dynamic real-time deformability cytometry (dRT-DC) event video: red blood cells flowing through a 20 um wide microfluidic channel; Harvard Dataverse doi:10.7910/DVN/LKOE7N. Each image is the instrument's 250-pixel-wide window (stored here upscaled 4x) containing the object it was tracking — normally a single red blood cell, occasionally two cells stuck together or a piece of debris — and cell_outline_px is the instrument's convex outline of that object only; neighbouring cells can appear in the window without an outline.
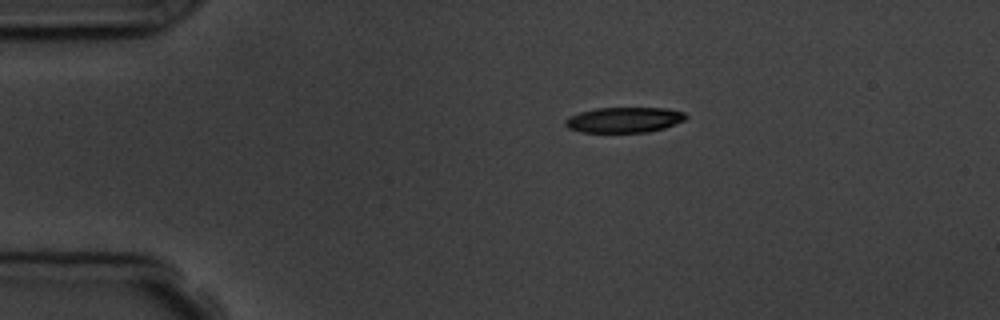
{"species": "common noctule bat (a hibernating species)", "species_latin": "Nyctalus noctula", "temperature_condition": "room temperature", "stored_images_in_passage": 3, "camera_frame_rate_fps": 3000, "um_per_image_px": 0.085, "animal": {"sex": "male", "body_mass_g": 19.5, "forearm_length_mm": 54.6}, "frame": {"image": 1, "passage_image": 1, "time_ms": 0.0, "image_size_px": [1000, 320], "cell_outline_px": [[688, 116], [684, 120], [664, 128], [648, 132], [580, 132], [568, 128], [564, 124], [564, 120], [568, 116], [580, 112], [596, 108], [664, 108], [684, 112]], "centroid_in_image_um": [53.02, 10.19], "position_along_channel_um": 32.0, "area_um2": 17.86}}
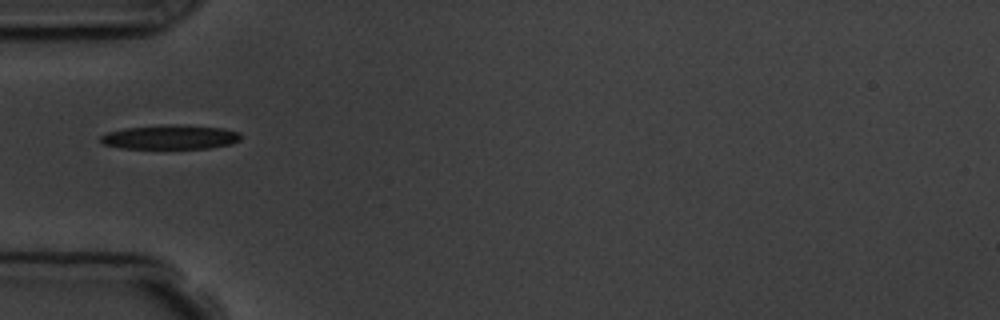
{"frame": {"image": 2, "passage_image": 3, "time_ms": 2.333, "image_size_px": [1000, 320], "cell_outline_px": [[240, 140], [232, 144], [208, 148], [124, 148], [104, 144], [100, 140], [100, 136], [108, 132], [124, 128], [168, 124], [180, 124], [224, 128], [240, 132]], "centroid_in_image_um": [14.51, 11.64], "position_along_channel_um": 70.5, "area_um2": 19.88}}